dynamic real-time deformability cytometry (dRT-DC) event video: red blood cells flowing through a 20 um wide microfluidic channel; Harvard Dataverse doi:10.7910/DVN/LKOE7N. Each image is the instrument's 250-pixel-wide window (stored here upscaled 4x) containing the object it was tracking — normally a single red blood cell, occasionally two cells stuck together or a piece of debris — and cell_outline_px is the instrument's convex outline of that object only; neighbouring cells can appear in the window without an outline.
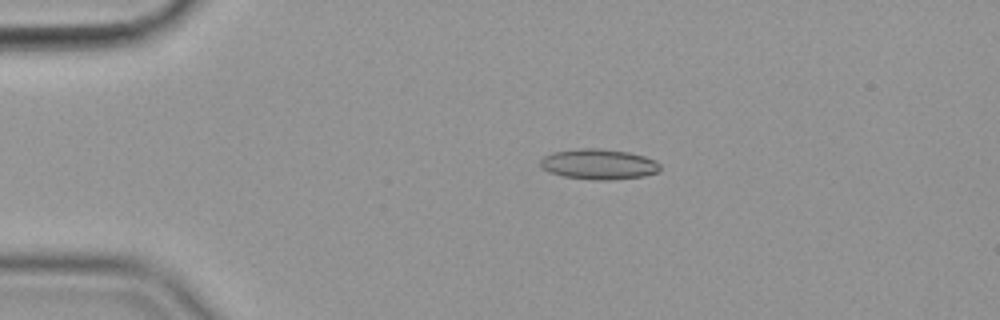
{"species": "common noctule bat (a hibernating species)", "species_latin": "Nyctalus noctula", "temperature_condition": "cold", "stored_images_in_passage": 57, "camera_frame_rate_fps": 3000, "um_per_image_px": 0.085, "animal": {"sex": "female", "body_mass_g": 19.9}, "frame": {"image": 1, "passage_image": 12, "time_ms": 3.667, "image_size_px": [1000, 320], "cell_outline_px": [[660, 172], [644, 176], [608, 180], [596, 180], [564, 176], [548, 172], [540, 164], [540, 160], [544, 156], [552, 152], [580, 148], [600, 148], [628, 152], [644, 156], [656, 160], [660, 164]], "centroid_in_image_um": [50.92, 13.95], "position_along_channel_um": 34.1, "area_um2": 21.27}}
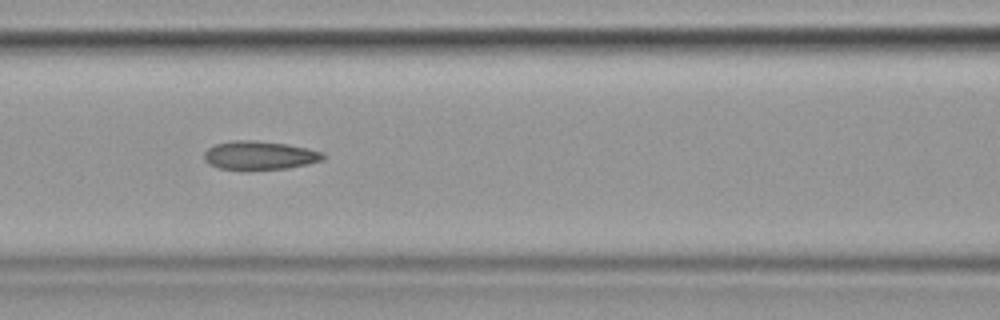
{"frame": {"image": 2, "passage_image": 25, "time_ms": 8.0, "image_size_px": [1000, 320], "cell_outline_px": [[324, 160], [308, 164], [288, 168], [220, 168], [208, 164], [204, 160], [204, 152], [208, 148], [216, 144], [232, 140], [252, 140], [288, 144], [308, 148], [324, 152]], "centroid_in_image_um": [22.09, 13.18], "position_along_channel_um": 144.5, "area_um2": 19.54}}
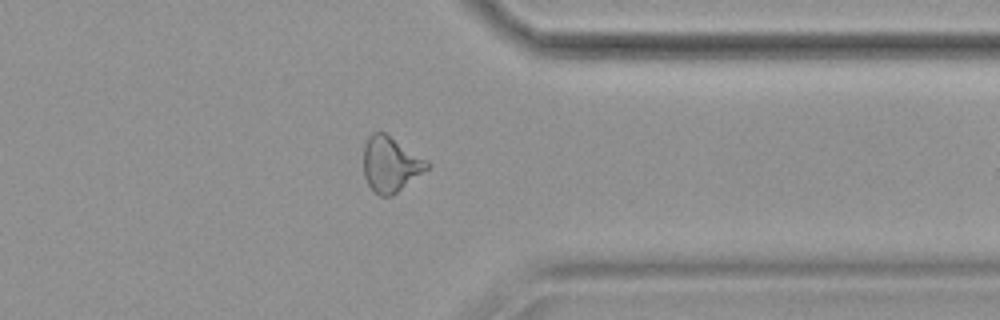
{"frame": {"image": 3, "passage_image": 45, "time_ms": 14.667, "image_size_px": [1000, 320], "cell_outline_px": [[432, 164], [428, 168], [392, 196], [380, 196], [368, 184], [364, 176], [364, 144], [368, 136], [372, 132], [384, 132], [428, 160]], "centroid_in_image_um": [33.2, 13.94], "position_along_channel_um": 378.2, "area_um2": 20.35}, "authors_computed_cell_mechanics": {"area_um2": 20.3456, "velocity_mm_per_s": 3.5808, "shape_relaxation_time_tau1_ms": 6.4569, "shape_relaxation_time_tau2_ms": 3.3959, "deformation_change_tau1": 0.1325, "deformation_change_tau2": 0.1055}}